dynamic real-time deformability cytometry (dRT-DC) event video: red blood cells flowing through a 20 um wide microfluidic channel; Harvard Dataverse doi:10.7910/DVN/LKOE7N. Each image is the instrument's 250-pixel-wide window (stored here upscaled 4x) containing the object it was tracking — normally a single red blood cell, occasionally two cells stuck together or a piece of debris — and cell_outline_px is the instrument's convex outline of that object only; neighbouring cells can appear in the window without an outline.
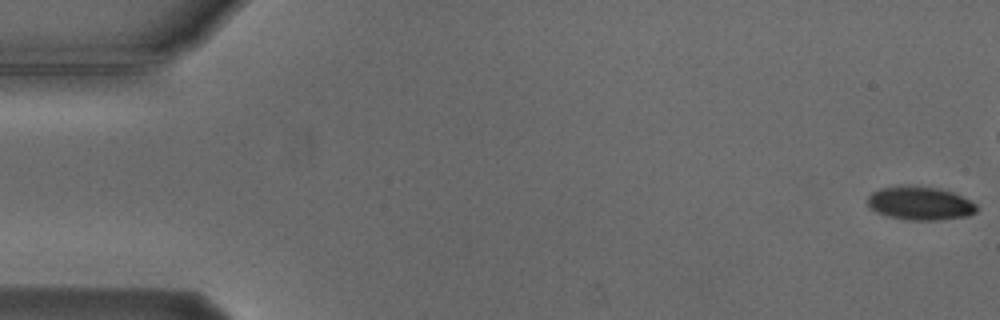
{"species": "Egyptian fruit bat (a non-hibernating species)", "species_latin": "Rousettus aegyptiacus", "temperature_condition": "cold", "stored_images_in_passage": 10, "segment_of_instrument_passage": [1, 2], "camera_frame_rate_fps": 3000, "um_per_image_px": 0.085, "animal": {"sex": "male"}, "frame": {"image": 1, "passage_image": 1, "time_ms": 0.0, "image_size_px": [1000, 320], "cell_outline_px": [[976, 212], [968, 216], [940, 220], [908, 220], [884, 216], [868, 208], [868, 196], [872, 192], [880, 188], [904, 184], [908, 184], [940, 188], [952, 192], [976, 204]], "centroid_in_image_um": [78.14, 17.27], "position_along_channel_um": 6.9, "area_um2": 21.68}}
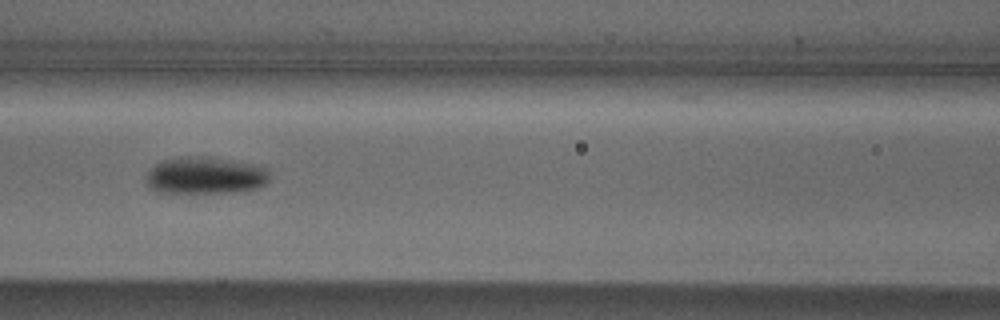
{"frame": {"image": 2, "passage_image": 7, "time_ms": 7.667, "image_size_px": [1000, 320], "cell_outline_px": [[268, 180], [264, 184], [256, 188], [236, 192], [156, 192], [148, 184], [148, 172], [156, 164], [164, 160], [184, 156], [208, 156], [256, 164], [268, 168]], "centroid_in_image_um": [17.49, 14.9], "position_along_channel_um": 149.1, "area_um2": 26.47}}
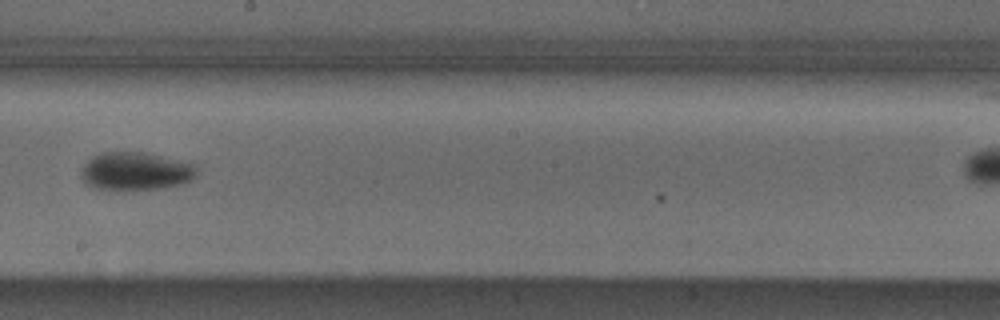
{"frame": {"image": 3, "passage_image": 9, "time_ms": 10.0, "image_size_px": [1000, 320], "cell_outline_px": [[196, 176], [192, 180], [184, 184], [160, 188], [132, 192], [120, 192], [92, 188], [80, 176], [80, 172], [84, 164], [92, 156], [100, 152], [144, 152], [196, 164]], "centroid_in_image_um": [11.51, 14.59], "position_along_channel_um": 236.7, "area_um2": 26.53}}